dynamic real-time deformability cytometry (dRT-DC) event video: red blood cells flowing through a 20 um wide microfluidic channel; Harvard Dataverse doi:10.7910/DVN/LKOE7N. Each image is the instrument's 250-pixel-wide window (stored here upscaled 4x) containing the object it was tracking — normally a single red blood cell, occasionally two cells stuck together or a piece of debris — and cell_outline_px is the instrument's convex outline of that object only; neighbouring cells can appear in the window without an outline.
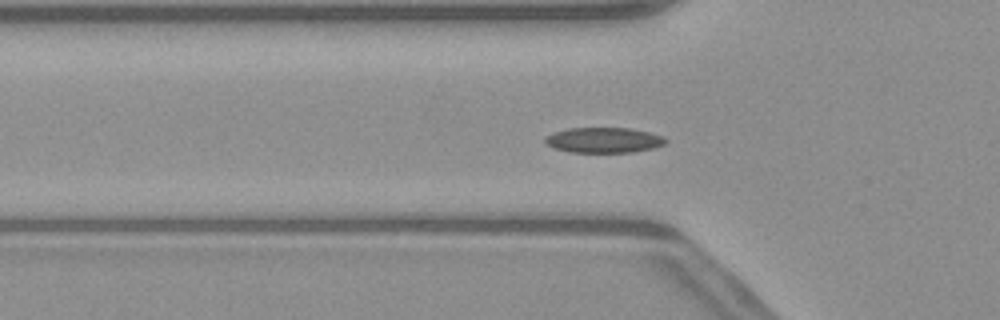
{"species": "common noctule bat (a hibernating species)", "species_latin": "Nyctalus noctula", "temperature_condition": "warm", "stored_images_in_passage": 51, "camera_frame_rate_fps": 3000, "um_per_image_px": 0.085, "animal": {"sex": "male", "body_mass_g": 23.1, "forearm_length_mm": 52.7}, "frame": {"image": 1, "passage_image": 17, "time_ms": 5.333, "image_size_px": [1000, 320], "cell_outline_px": [[668, 140], [664, 144], [652, 148], [632, 152], [568, 152], [556, 148], [548, 144], [544, 140], [544, 136], [552, 132], [568, 128], [632, 128], [664, 136]], "centroid_in_image_um": [51.31, 11.9], "position_along_channel_um": 74.5, "area_um2": 17.8}}
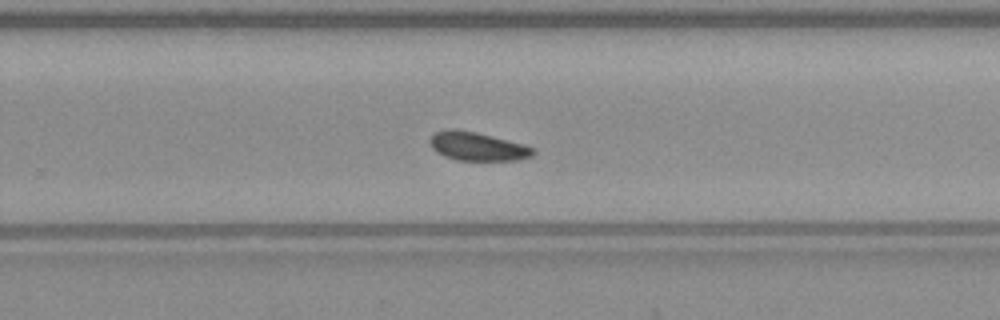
{"frame": {"image": 2, "passage_image": 33, "time_ms": 10.667, "image_size_px": [1000, 320], "cell_outline_px": [[536, 152], [532, 156], [520, 160], [456, 160], [444, 156], [436, 152], [432, 148], [428, 140], [436, 132], [444, 128], [452, 128], [476, 132], [524, 144], [536, 148]], "centroid_in_image_um": [40.58, 12.44], "position_along_channel_um": 289.2, "area_um2": 17.4}}
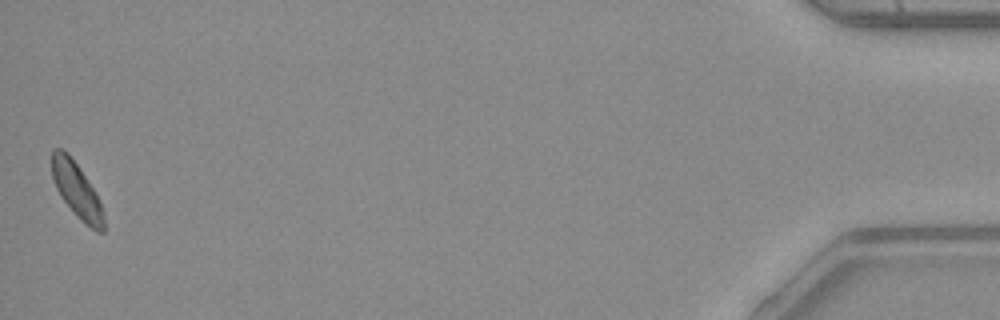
{"frame": {"image": 3, "passage_image": 51, "time_ms": 16.667, "image_size_px": [1000, 320], "cell_outline_px": [[104, 232], [96, 232], [60, 196], [56, 188], [52, 176], [52, 148], [60, 148], [68, 152], [96, 192], [104, 212]], "centroid_in_image_um": [6.52, 16.11], "position_along_channel_um": 428.7, "area_um2": 16.18}, "authors_computed_cell_mechanics": {"area_um2": 17.1088, "velocity_mm_per_s": 4.0115, "shape_relaxation_time_tau1_ms": 2.4465, "shape_relaxation_time_tau2_ms": 3.7083, "deformation_change_tau1": 0.0748, "deformation_change_tau2": 0.0904}}